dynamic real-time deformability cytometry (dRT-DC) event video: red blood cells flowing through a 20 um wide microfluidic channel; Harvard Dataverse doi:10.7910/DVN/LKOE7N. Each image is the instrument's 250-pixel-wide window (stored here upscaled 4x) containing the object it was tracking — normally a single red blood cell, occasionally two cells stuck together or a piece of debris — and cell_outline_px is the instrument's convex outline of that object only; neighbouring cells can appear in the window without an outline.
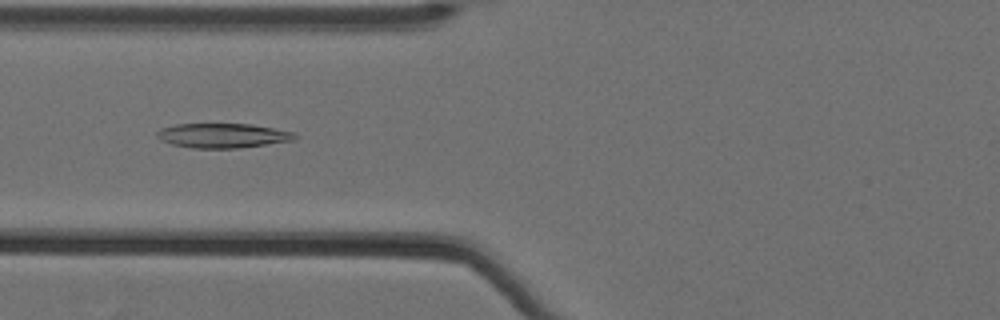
{"species": "Egyptian fruit bat (a non-hibernating species)", "species_latin": "Rousettus aegyptiacus", "temperature_condition": "cold", "stored_images_in_passage": 62, "camera_frame_rate_fps": 3000, "um_per_image_px": 0.085, "animal": {"sex": "female"}, "frame": {"image": 1, "passage_image": 29, "time_ms": 9.333, "image_size_px": [1000, 320], "cell_outline_px": [[296, 136], [292, 140], [240, 148], [192, 148], [172, 144], [160, 140], [156, 136], [156, 132], [160, 128], [176, 124], [252, 124], [292, 132]], "centroid_in_image_um": [18.85, 11.52], "position_along_channel_um": 106.9, "area_um2": 19.54}}
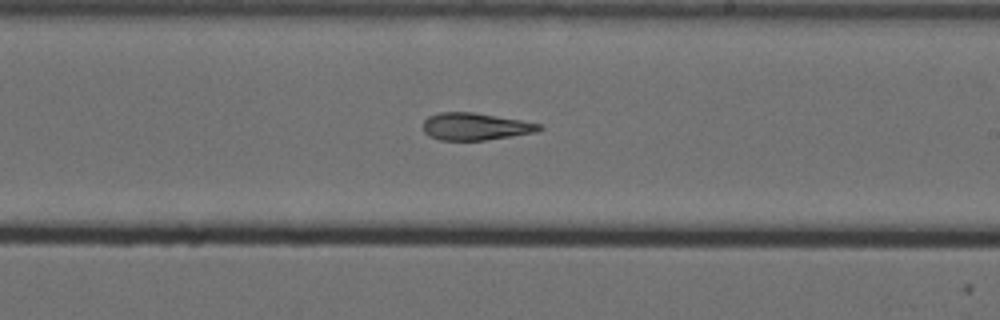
{"frame": {"image": 2, "passage_image": 41, "time_ms": 13.333, "image_size_px": [1000, 320], "cell_outline_px": [[544, 128], [536, 132], [512, 136], [484, 140], [440, 140], [428, 136], [424, 132], [424, 120], [428, 116], [440, 112], [472, 112], [520, 120], [540, 124]], "centroid_in_image_um": [40.38, 10.76], "position_along_channel_um": 248.6, "area_um2": 18.32}}
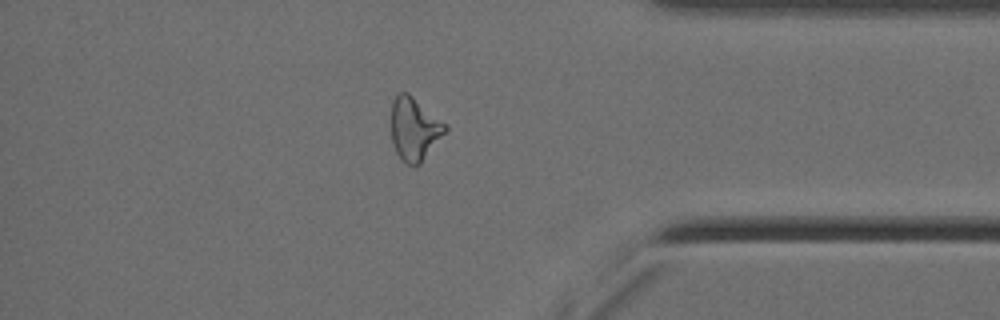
{"frame": {"image": 3, "passage_image": 55, "time_ms": 18.0, "image_size_px": [1000, 320], "cell_outline_px": [[448, 128], [420, 164], [404, 164], [400, 160], [392, 144], [392, 104], [396, 96], [400, 92], [408, 92], [448, 124]], "centroid_in_image_um": [35.23, 10.95], "position_along_channel_um": 400.0, "area_um2": 19.83}, "authors_computed_cell_mechanics": {"area_um2": 20.6635, "velocity_mm_per_s": 3.5214, "shape_relaxation_time_tau1_ms": null, "shape_relaxation_time_tau2_ms": 5.1024, "deformation_change_tau1": null, "deformation_change_tau2": 0.1595}}